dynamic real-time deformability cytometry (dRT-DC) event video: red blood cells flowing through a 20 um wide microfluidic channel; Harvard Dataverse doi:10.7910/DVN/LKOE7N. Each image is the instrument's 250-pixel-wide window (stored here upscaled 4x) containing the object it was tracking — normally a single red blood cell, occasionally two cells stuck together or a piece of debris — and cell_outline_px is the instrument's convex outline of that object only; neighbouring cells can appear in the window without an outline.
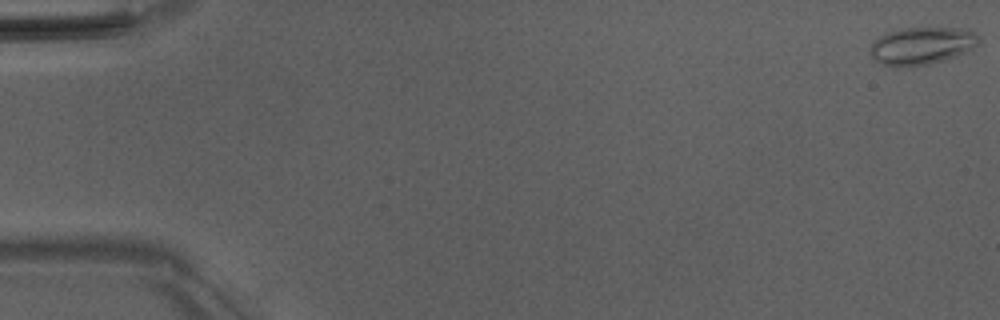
{"species": "Egyptian fruit bat (a non-hibernating species)", "species_latin": "Rousettus aegyptiacus", "temperature_condition": "room temperature", "stored_images_in_passage": 52, "camera_frame_rate_fps": 3000, "um_per_image_px": 0.085, "animal": {"sex": "male"}, "frame": {"image": 1, "passage_image": 1, "time_ms": 0.0, "image_size_px": [1000, 320], "cell_outline_px": [[980, 40], [972, 48], [964, 52], [944, 60], [928, 64], [896, 68], [880, 64], [872, 56], [872, 40], [888, 32], [904, 28], [952, 28], [972, 32]], "centroid_in_image_um": [78.28, 3.91], "position_along_channel_um": 6.7, "area_um2": 23.29}}
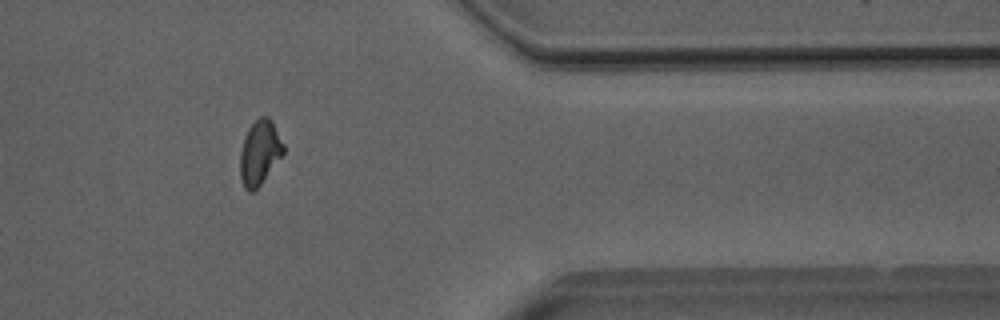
{"frame": {"image": 2, "passage_image": 43, "time_ms": 14.0, "image_size_px": [1000, 320], "cell_outline_px": [[284, 152], [260, 184], [252, 192], [248, 192], [244, 188], [240, 176], [240, 152], [248, 128], [260, 116], [268, 116], [272, 120], [284, 144]], "centroid_in_image_um": [22.07, 12.95], "position_along_channel_um": 389.3, "area_um2": 16.07}}
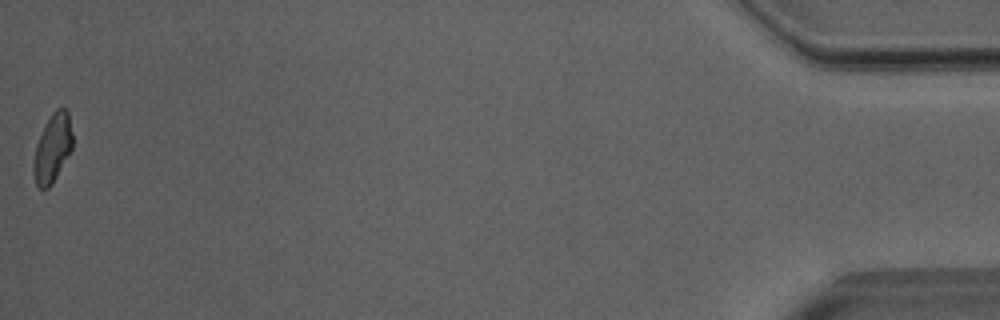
{"frame": {"image": 3, "passage_image": 52, "time_ms": 17.0, "image_size_px": [1000, 320], "cell_outline_px": [[72, 148], [52, 184], [48, 188], [40, 188], [36, 184], [32, 172], [32, 164], [36, 144], [52, 112], [56, 108], [64, 108], [68, 112], [72, 132]], "centroid_in_image_um": [4.45, 12.61], "position_along_channel_um": 430.8, "area_um2": 15.37}, "authors_computed_cell_mechanics": {"area_um2": 16.6753, "velocity_mm_per_s": 4.0215, "shape_relaxation_time_tau1_ms": 6.0082, "shape_relaxation_time_tau2_ms": 2.4266, "deformation_change_tau1": 0.1403, "deformation_change_tau2": 0.0864}}